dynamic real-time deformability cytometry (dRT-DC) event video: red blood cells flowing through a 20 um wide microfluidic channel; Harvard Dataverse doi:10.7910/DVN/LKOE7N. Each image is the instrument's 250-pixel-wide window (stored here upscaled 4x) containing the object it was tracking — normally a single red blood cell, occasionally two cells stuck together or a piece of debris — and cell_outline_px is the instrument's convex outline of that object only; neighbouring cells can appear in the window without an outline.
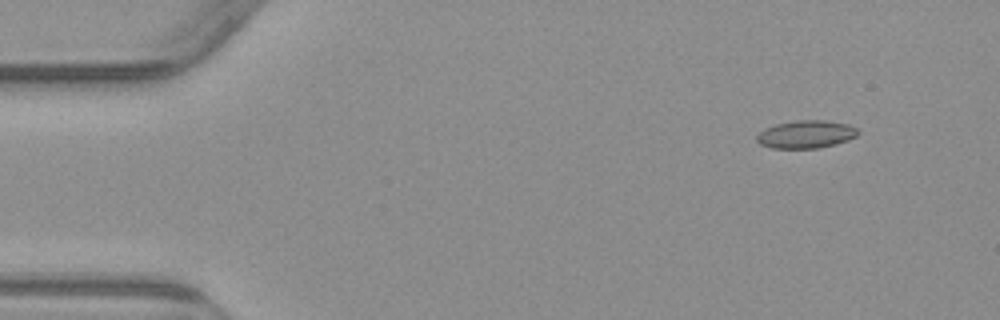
{"species": "common noctule bat (a hibernating species)", "species_latin": "Nyctalus noctula", "temperature_condition": "warm", "stored_images_in_passage": 5, "segment_of_instrument_passage": [1, 2], "camera_frame_rate_fps": 3000, "um_per_image_px": 0.085, "animal": {"sex": "male", "body_mass_g": 23.1, "forearm_length_mm": 52.7}, "frame": {"image": 1, "passage_image": 1, "time_ms": 0.0, "image_size_px": [1000, 320], "cell_outline_px": [[860, 132], [856, 136], [848, 140], [836, 144], [820, 148], [772, 148], [760, 144], [756, 140], [756, 136], [764, 128], [776, 124], [800, 120], [824, 120], [848, 124], [856, 128]], "centroid_in_image_um": [68.52, 11.42], "position_along_channel_um": 16.5, "area_um2": 16.42}}